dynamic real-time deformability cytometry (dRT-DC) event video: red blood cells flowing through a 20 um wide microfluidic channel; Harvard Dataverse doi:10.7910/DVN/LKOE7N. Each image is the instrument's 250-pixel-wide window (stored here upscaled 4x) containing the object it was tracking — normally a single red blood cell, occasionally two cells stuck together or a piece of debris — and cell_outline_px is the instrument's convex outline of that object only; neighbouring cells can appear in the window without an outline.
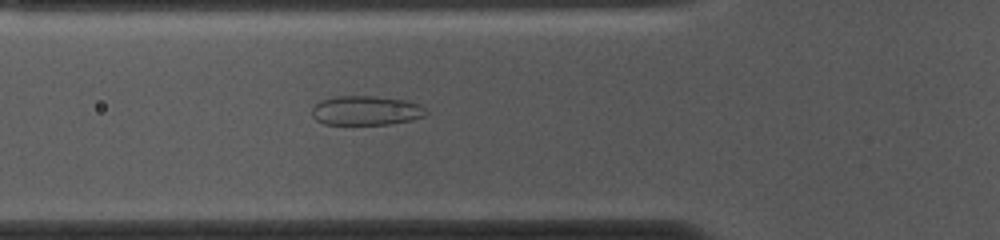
{"species": "common noctule bat (a hibernating species)", "species_latin": "Nyctalus noctula", "temperature_condition": "cold", "stored_images_in_passage": 53, "camera_frame_rate_fps": 3000, "um_per_image_px": 0.085, "animal": {"sex": "female", "body_mass_g": 10.0, "forearm_length_mm": 53.1}, "frame": {"image": 1, "passage_image": 17, "time_ms": 5.333, "image_size_px": [1000, 240], "cell_outline_px": [[428, 112], [424, 116], [412, 120], [388, 124], [324, 124], [316, 120], [312, 116], [312, 108], [320, 100], [336, 96], [372, 96], [404, 100], [420, 104]], "centroid_in_image_um": [31.1, 9.39], "position_along_channel_um": 94.7, "area_um2": 19.48}}
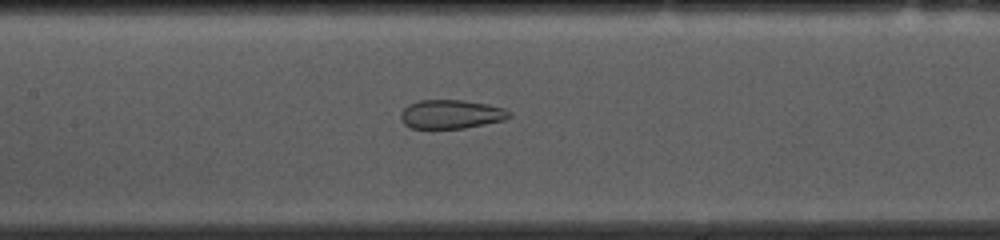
{"frame": {"image": 2, "passage_image": 23, "time_ms": 7.333, "image_size_px": [1000, 240], "cell_outline_px": [[512, 116], [504, 120], [464, 128], [412, 128], [404, 124], [400, 120], [400, 112], [408, 104], [420, 100], [464, 100], [488, 104], [504, 108]], "centroid_in_image_um": [38.31, 9.7], "position_along_channel_um": 169.1, "area_um2": 18.26}}
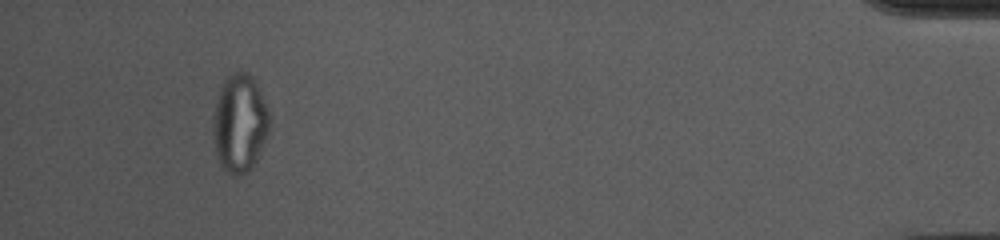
{"frame": {"image": 3, "passage_image": 49, "time_ms": 16.0, "image_size_px": [1000, 240], "cell_outline_px": [[268, 132], [256, 160], [248, 172], [240, 176], [236, 176], [228, 172], [220, 164], [216, 156], [212, 124], [212, 116], [216, 100], [224, 80], [232, 72], [244, 72], [252, 76], [256, 80], [268, 108]], "centroid_in_image_um": [20.35, 10.46], "position_along_channel_um": 414.8, "area_um2": 32.19}, "authors_computed_cell_mechanics": {"area_um2": 26.2412, "velocity_mm_per_s": 3.6906, "shape_relaxation_time_tau1_ms": null, "shape_relaxation_time_tau2_ms": 1.4853, "deformation_change_tau1": null, "deformation_change_tau2": 0.0722}}